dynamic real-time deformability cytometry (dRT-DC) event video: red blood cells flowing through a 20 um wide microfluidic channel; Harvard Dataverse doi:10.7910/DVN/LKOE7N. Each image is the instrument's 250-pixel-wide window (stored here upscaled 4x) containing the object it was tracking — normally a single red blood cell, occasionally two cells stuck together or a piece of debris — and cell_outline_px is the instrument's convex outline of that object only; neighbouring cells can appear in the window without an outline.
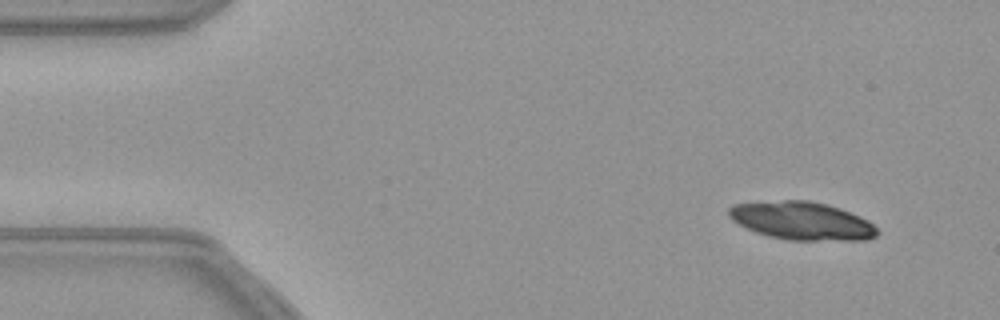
{"species": "common noctule bat (a hibernating species)", "species_latin": "Nyctalus noctula", "temperature_condition": "warm", "stored_images_in_passage": 17, "camera_frame_rate_fps": 3000, "um_per_image_px": 0.085, "animal": {"sex": "female", "body_mass_g": 21.9}, "frame": {"image": 1, "passage_image": 1, "time_ms": 0.0, "image_size_px": [1000, 320], "cell_outline_px": [[880, 232], [876, 236], [868, 240], [788, 240], [768, 236], [756, 232], [732, 220], [728, 216], [728, 208], [732, 204], [784, 200], [808, 200], [828, 204], [840, 208], [860, 216], [868, 220]], "centroid_in_image_um": [68.18, 18.77], "position_along_channel_um": 16.8, "area_um2": 33.0}}